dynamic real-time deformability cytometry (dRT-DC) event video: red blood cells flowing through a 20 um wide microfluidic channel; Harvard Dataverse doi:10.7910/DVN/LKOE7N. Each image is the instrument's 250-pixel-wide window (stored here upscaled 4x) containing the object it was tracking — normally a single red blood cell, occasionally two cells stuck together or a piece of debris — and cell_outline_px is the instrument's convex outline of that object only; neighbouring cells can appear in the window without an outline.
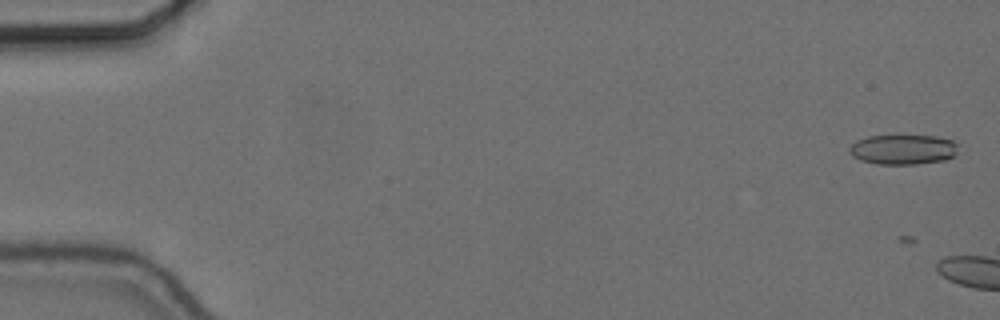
{"species": "common noctule bat (a hibernating species)", "species_latin": "Nyctalus noctula", "temperature_condition": "cold", "stored_images_in_passage": 7, "camera_frame_rate_fps": 3000, "um_per_image_px": 0.085, "animal": {"sex": "female", "body_mass_g": 24.6, "forearm_length_mm": 56.2}, "frame": {"image": 1, "passage_image": 3, "time_ms": 0.667, "image_size_px": [1000, 320], "cell_outline_px": [[956, 156], [944, 160], [916, 164], [876, 164], [860, 160], [852, 156], [848, 152], [848, 148], [856, 140], [868, 136], [936, 136], [952, 140], [956, 144]], "centroid_in_image_um": [76.73, 12.71], "position_along_channel_um": 8.3, "area_um2": 19.02}}